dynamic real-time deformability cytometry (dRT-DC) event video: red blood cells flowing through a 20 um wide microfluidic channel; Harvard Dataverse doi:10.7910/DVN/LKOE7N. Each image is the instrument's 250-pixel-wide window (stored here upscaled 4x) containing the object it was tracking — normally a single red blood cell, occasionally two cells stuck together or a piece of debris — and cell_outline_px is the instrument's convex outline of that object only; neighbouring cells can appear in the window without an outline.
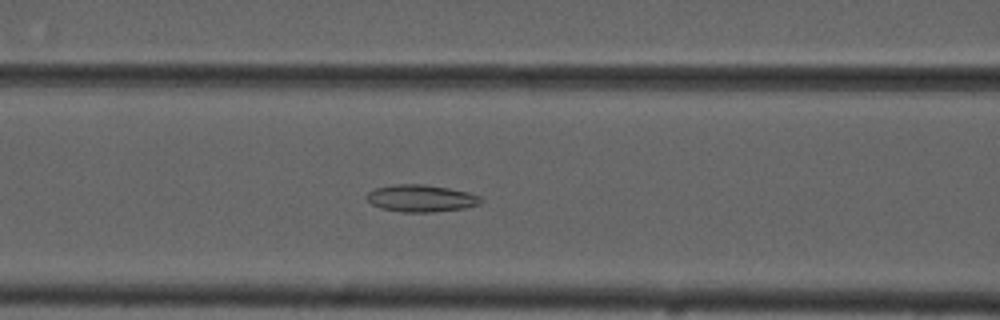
{"species": "common noctule bat (a hibernating species)", "species_latin": "Nyctalus noctula", "temperature_condition": "cold", "stored_images_in_passage": 41, "camera_frame_rate_fps": 3000, "um_per_image_px": 0.085, "animal": {"sex": "male", "forearm_length_mm": 52.5}, "frame": {"image": 1, "passage_image": 9, "time_ms": 2.667, "image_size_px": [1000, 320], "cell_outline_px": [[484, 200], [480, 204], [464, 208], [432, 212], [404, 212], [380, 208], [372, 204], [368, 200], [368, 192], [372, 188], [396, 184], [424, 184], [448, 188], [468, 192], [480, 196]], "centroid_in_image_um": [35.8, 16.85], "position_along_channel_um": 130.8, "area_um2": 18.03}}
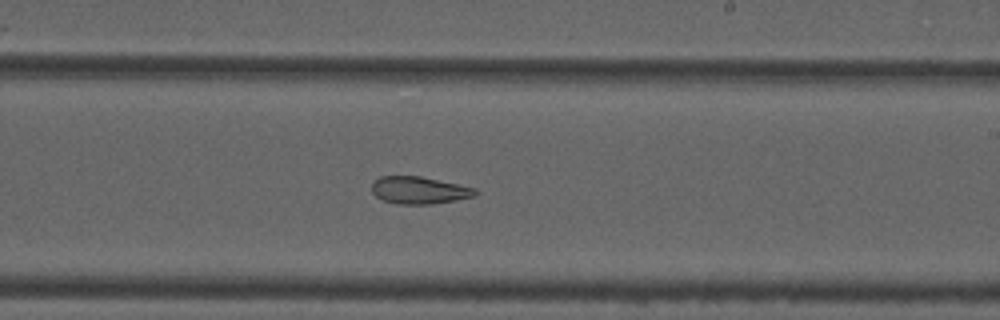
{"frame": {"image": 2, "passage_image": 19, "time_ms": 6.0, "image_size_px": [1000, 320], "cell_outline_px": [[476, 196], [456, 200], [432, 204], [396, 204], [380, 200], [372, 192], [372, 180], [380, 176], [420, 176], [476, 188]], "centroid_in_image_um": [35.58, 16.17], "position_along_channel_um": 253.4, "area_um2": 16.59}}
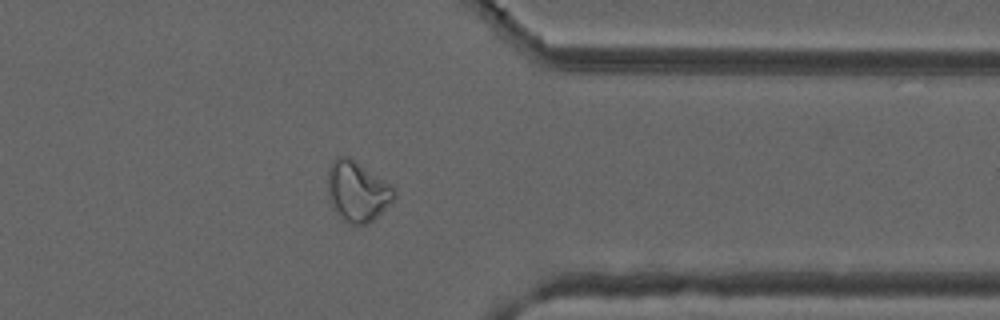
{"frame": {"image": 3, "passage_image": 30, "time_ms": 9.667, "image_size_px": [1000, 320], "cell_outline_px": [[396, 196], [368, 224], [348, 224], [332, 208], [328, 196], [328, 168], [332, 160], [336, 156], [348, 156], [356, 160], [392, 184], [396, 192]], "centroid_in_image_um": [30.36, 16.22], "position_along_channel_um": 381.0, "area_um2": 23.52}, "authors_computed_cell_mechanics": {"area_um2": 18.4382, "velocity_mm_per_s": 3.6887, "shape_relaxation_time_tau1_ms": null, "shape_relaxation_time_tau2_ms": 4.5908, "deformation_change_tau1": null, "deformation_change_tau2": 0.1251}}